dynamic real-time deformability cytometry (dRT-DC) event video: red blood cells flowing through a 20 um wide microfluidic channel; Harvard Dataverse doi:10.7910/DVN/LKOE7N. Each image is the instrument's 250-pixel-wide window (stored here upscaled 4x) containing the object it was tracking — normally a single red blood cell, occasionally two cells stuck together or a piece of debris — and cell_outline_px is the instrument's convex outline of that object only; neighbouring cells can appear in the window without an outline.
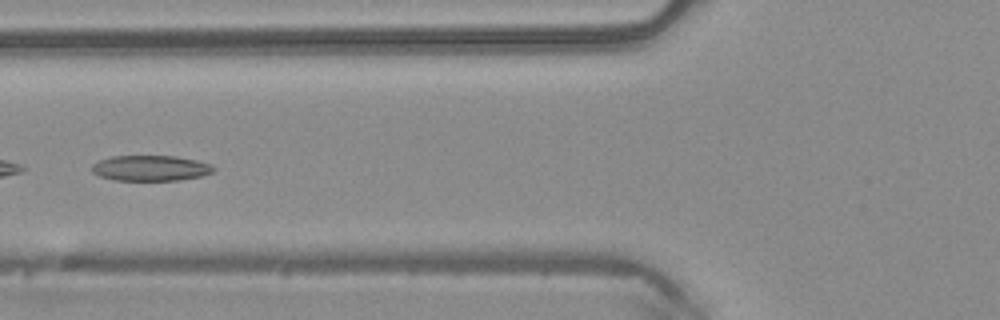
{"species": "common noctule bat (a hibernating species)", "species_latin": "Nyctalus noctula", "temperature_condition": "warm", "stored_images_in_passage": 5, "camera_frame_rate_fps": 3000, "um_per_image_px": 0.085, "animal": {"sex": "male", "body_mass_g": 20.4}, "frame": {"image": 1, "passage_image": 5, "time_ms": 1.333, "image_size_px": [1000, 320], "cell_outline_px": [[216, 168], [212, 172], [200, 176], [176, 180], [116, 180], [100, 176], [92, 172], [92, 164], [96, 160], [112, 156], [176, 156], [196, 160], [212, 164]], "centroid_in_image_um": [12.78, 14.28], "position_along_channel_um": 113.0, "area_um2": 18.09}}